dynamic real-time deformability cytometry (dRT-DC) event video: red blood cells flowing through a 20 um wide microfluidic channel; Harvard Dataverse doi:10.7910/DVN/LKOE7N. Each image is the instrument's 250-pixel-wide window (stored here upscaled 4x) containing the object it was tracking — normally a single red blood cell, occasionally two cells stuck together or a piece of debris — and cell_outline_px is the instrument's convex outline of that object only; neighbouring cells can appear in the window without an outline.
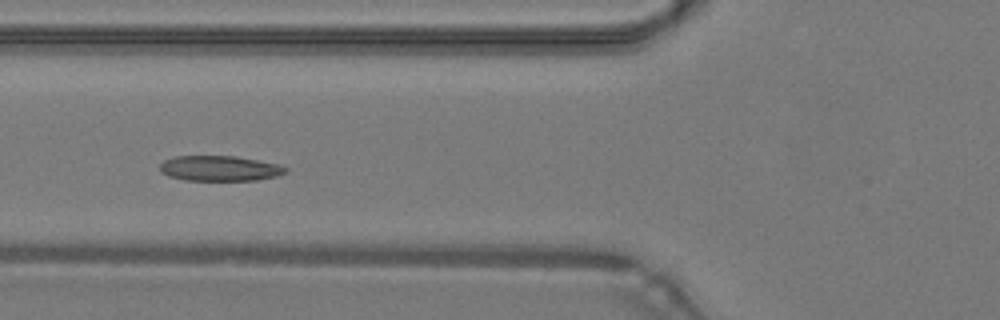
{"species": "common noctule bat (a hibernating species)", "species_latin": "Nyctalus noctula", "temperature_condition": "warm", "stored_images_in_passage": 30, "camera_frame_rate_fps": 3000, "um_per_image_px": 0.085, "animal": {"sex": "male", "body_mass_g": 19.2, "forearm_length_mm": 51.8}, "frame": {"image": 1, "passage_image": 10, "time_ms": 3.0, "image_size_px": [1000, 320], "cell_outline_px": [[288, 172], [276, 176], [256, 180], [184, 180], [168, 176], [160, 172], [160, 164], [164, 160], [176, 156], [236, 156], [280, 164], [288, 168]], "centroid_in_image_um": [18.68, 14.31], "position_along_channel_um": 107.1, "area_um2": 18.61}}
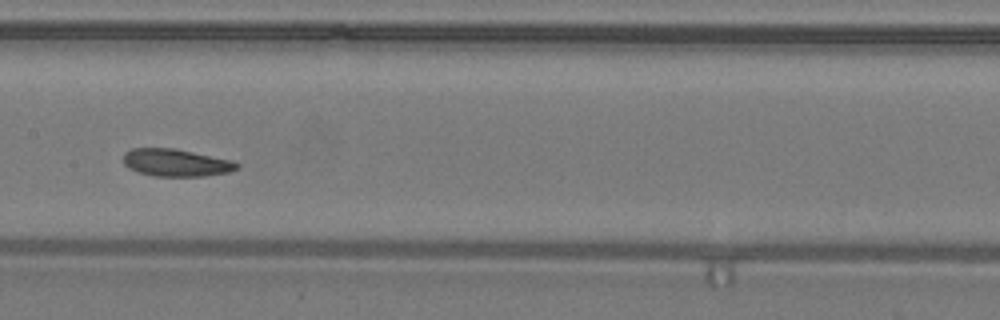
{"frame": {"image": 2, "passage_image": 16, "time_ms": 5.0, "image_size_px": [1000, 320], "cell_outline_px": [[240, 168], [228, 172], [204, 176], [156, 176], [136, 172], [128, 168], [124, 164], [124, 152], [132, 148], [176, 148], [232, 160], [240, 164]], "centroid_in_image_um": [14.96, 13.82], "position_along_channel_um": 192.4, "area_um2": 18.32}}
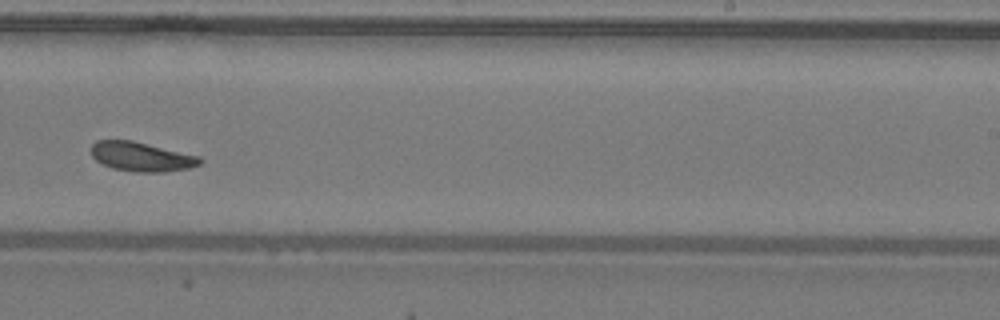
{"frame": {"image": 3, "passage_image": 22, "time_ms": 7.0, "image_size_px": [1000, 320], "cell_outline_px": [[204, 160], [200, 164], [188, 168], [164, 172], [132, 172], [112, 168], [96, 160], [92, 156], [92, 144], [96, 140], [132, 140], [200, 156]], "centroid_in_image_um": [12.04, 13.32], "position_along_channel_um": 277.0, "area_um2": 18.61}, "authors_computed_cell_mechanics": {"area_um2": 18.8428, "velocity_mm_per_s": 4.2611, "shape_relaxation_time_tau1_ms": 5.4081, "shape_relaxation_time_tau2_ms": 5.8346, "deformation_change_tau1": 0.1308, "deformation_change_tau2": 0.1198}}